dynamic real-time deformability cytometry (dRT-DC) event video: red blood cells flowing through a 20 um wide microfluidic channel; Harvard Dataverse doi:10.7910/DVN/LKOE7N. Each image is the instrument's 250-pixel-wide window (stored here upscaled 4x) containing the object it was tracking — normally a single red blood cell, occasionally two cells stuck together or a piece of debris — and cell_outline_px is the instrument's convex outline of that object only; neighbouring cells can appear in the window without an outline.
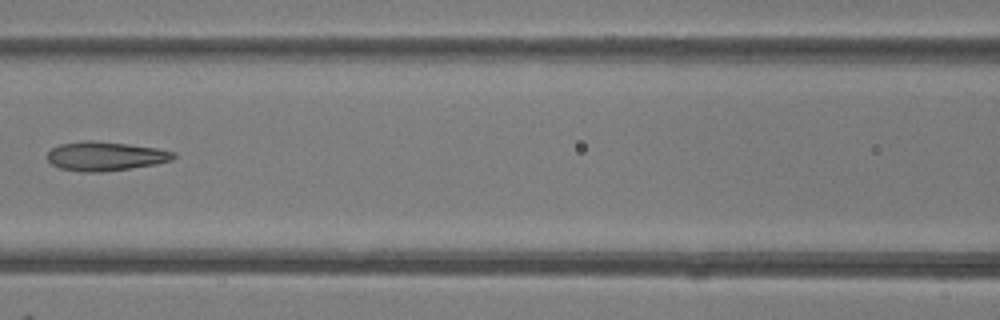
{"species": "common noctule bat (a hibernating species)", "species_latin": "Nyctalus noctula", "temperature_condition": "room temperature", "stored_images_in_passage": 6, "camera_frame_rate_fps": 3000, "um_per_image_px": 0.085, "animal": {"sex": "female"}, "frame": {"image": 1, "passage_image": 6, "time_ms": 6.667, "image_size_px": [1000, 320], "cell_outline_px": [[176, 156], [172, 160], [156, 164], [100, 172], [84, 172], [60, 168], [52, 164], [48, 160], [48, 152], [52, 148], [60, 144], [84, 140], [92, 140], [128, 144], [156, 148], [176, 152]], "centroid_in_image_um": [8.96, 13.26], "position_along_channel_um": 157.6, "area_um2": 21.27}}